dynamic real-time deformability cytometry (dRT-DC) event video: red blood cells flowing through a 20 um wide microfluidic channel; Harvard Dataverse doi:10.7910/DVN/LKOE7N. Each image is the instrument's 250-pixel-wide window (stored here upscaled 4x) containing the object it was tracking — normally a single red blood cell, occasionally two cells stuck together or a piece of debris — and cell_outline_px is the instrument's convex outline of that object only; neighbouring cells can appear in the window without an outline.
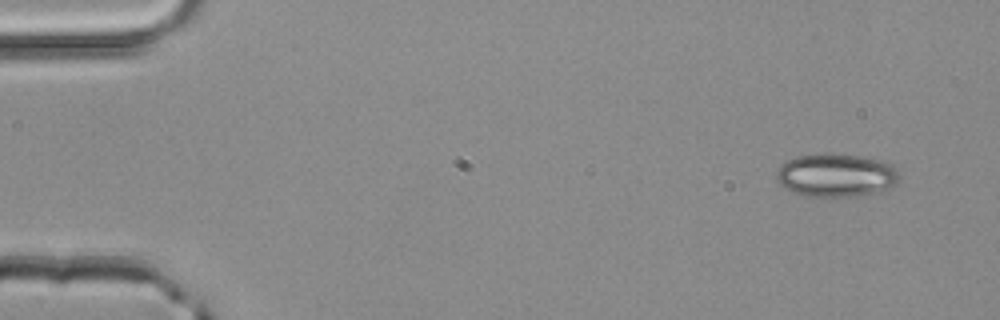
{"species": "common noctule bat (a hibernating species)", "species_latin": "Nyctalus noctula", "temperature_condition": "room temperature", "stored_images_in_passage": 2, "camera_frame_rate_fps": 3000, "um_per_image_px": 0.085, "animal": {"sex": "male", "body_mass_g": 20.4}, "frame": {"image": 1, "passage_image": 1, "time_ms": 0.0, "image_size_px": [1000, 320], "cell_outline_px": [[900, 180], [892, 188], [856, 196], [804, 196], [792, 192], [780, 184], [776, 180], [776, 172], [780, 164], [796, 156], [824, 152], [860, 156], [884, 160], [892, 164], [896, 168], [900, 176]], "centroid_in_image_um": [71.08, 14.87], "position_along_channel_um": 13.9, "area_um2": 31.5}}